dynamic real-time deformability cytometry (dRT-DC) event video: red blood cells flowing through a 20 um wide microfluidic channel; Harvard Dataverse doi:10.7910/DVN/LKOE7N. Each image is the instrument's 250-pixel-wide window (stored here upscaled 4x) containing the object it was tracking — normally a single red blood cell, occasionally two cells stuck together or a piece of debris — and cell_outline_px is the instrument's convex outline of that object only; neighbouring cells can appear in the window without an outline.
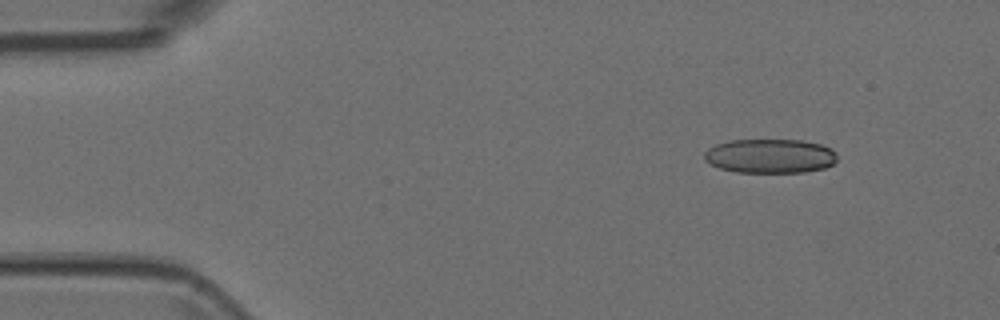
{"species": "Egyptian fruit bat (a non-hibernating species)", "species_latin": "Rousettus aegyptiacus", "temperature_condition": "room temperature", "stored_images_in_passage": 6, "camera_frame_rate_fps": 3000, "um_per_image_px": 0.085, "animal": {"sex": "female"}, "frame": {"image": 1, "passage_image": 2, "time_ms": 0.333, "image_size_px": [1000, 320], "cell_outline_px": [[836, 160], [832, 164], [824, 168], [804, 172], [736, 172], [720, 168], [704, 160], [704, 152], [708, 148], [716, 144], [728, 140], [800, 140], [820, 144], [832, 148], [836, 152]], "centroid_in_image_um": [65.45, 13.25], "position_along_channel_um": 19.6, "area_um2": 26.53}}
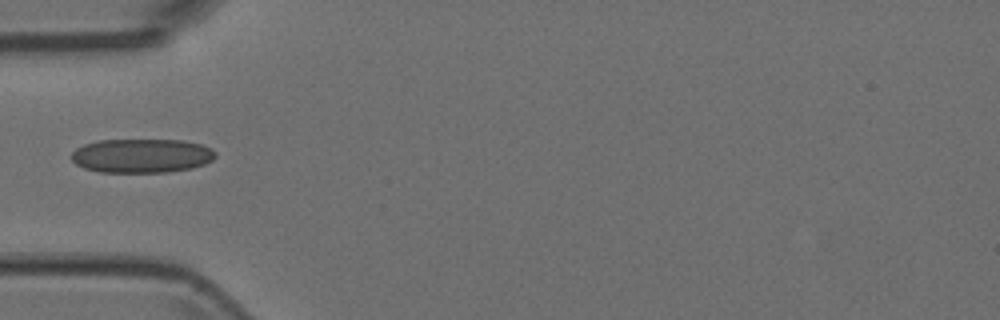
{"frame": {"image": 2, "passage_image": 5, "time_ms": 1.333, "image_size_px": [1000, 320], "cell_outline_px": [[216, 156], [212, 160], [204, 164], [192, 168], [168, 172], [100, 172], [84, 168], [76, 164], [72, 160], [72, 152], [76, 148], [84, 144], [96, 140], [184, 140], [204, 144], [212, 148], [216, 152]], "centroid_in_image_um": [12.07, 13.23], "position_along_channel_um": 72.9, "area_um2": 28.84}}
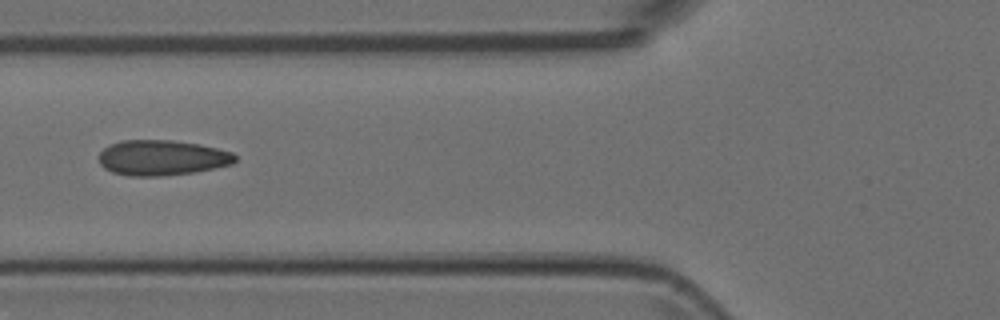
{"frame": {"image": 3, "passage_image": 6, "time_ms": 1.667, "image_size_px": [1000, 320], "cell_outline_px": [[236, 160], [232, 164], [192, 172], [164, 176], [128, 176], [112, 172], [104, 168], [100, 164], [100, 152], [104, 148], [120, 140], [172, 140], [200, 144], [232, 152], [236, 156]], "centroid_in_image_um": [13.75, 13.4], "position_along_channel_um": 112.0, "area_um2": 27.98}}